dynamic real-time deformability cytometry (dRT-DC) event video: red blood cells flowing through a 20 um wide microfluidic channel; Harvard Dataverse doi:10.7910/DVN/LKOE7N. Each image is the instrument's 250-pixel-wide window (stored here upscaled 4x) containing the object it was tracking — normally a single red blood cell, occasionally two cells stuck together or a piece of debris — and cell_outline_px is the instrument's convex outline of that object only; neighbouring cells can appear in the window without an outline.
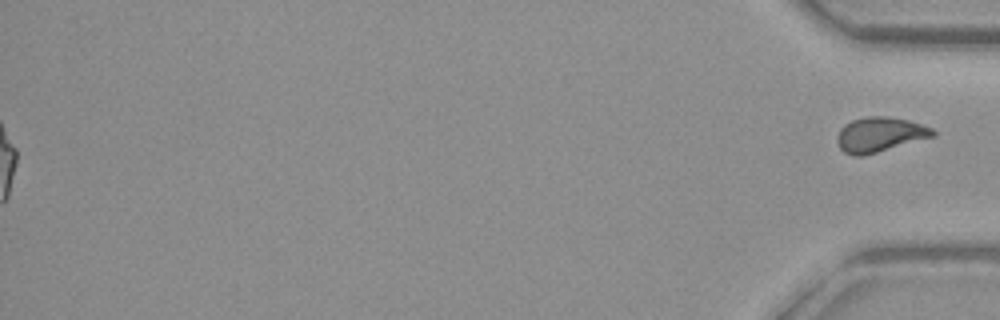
{"species": "common noctule bat (a hibernating species)", "species_latin": "Nyctalus noctula", "temperature_condition": "warm", "stored_images_in_passage": 56, "segment_of_instrument_passage": [2, 2], "camera_frame_rate_fps": 3000, "um_per_image_px": 0.085, "animal": {"sex": "female", "body_mass_g": 29.2, "forearm_length_mm": 56.3}, "frame": {"image": 1, "passage_image": 56, "time_ms": 18.333, "image_size_px": [1000, 320], "cell_outline_px": [[936, 136], [864, 156], [852, 156], [844, 152], [840, 148], [836, 140], [836, 136], [840, 128], [844, 124], [852, 120], [864, 116], [888, 116], [908, 120], [932, 128], [936, 132]], "centroid_in_image_um": [74.76, 11.44], "position_along_channel_um": 360.4, "area_um2": 19.71}}